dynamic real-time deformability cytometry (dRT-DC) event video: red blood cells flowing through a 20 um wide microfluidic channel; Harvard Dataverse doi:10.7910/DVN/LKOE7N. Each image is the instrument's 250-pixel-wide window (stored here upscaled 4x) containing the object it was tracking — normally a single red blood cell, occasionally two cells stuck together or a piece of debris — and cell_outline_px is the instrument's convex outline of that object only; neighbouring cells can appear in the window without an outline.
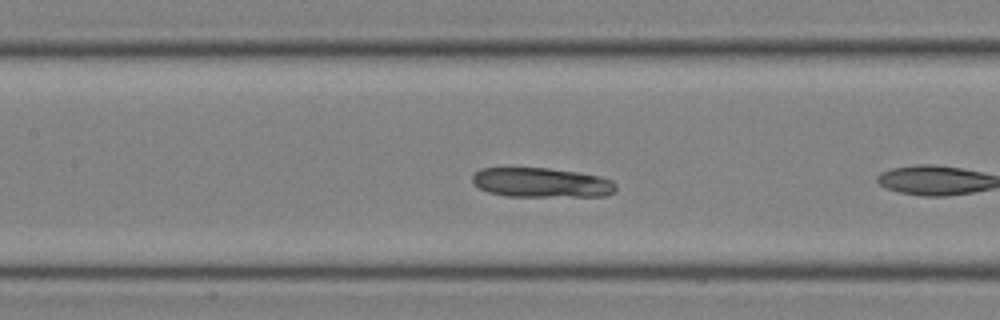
{"species": "common noctule bat (a hibernating species)", "species_latin": "Nyctalus noctula", "temperature_condition": "room temperature", "stored_images_in_passage": 9, "camera_frame_rate_fps": 3000, "um_per_image_px": 0.085, "animal": {"sex": "male", "body_mass_g": 19.0, "forearm_length_mm": 50.8}, "frame": {"image": 1, "passage_image": 7, "time_ms": 2.0, "image_size_px": [1000, 320], "cell_outline_px": [[616, 192], [604, 196], [504, 196], [488, 192], [480, 188], [472, 180], [472, 176], [480, 168], [548, 168], [576, 172], [600, 176], [612, 180], [616, 184]], "centroid_in_image_um": [46.05, 15.52], "position_along_channel_um": 161.3, "area_um2": 24.74}}